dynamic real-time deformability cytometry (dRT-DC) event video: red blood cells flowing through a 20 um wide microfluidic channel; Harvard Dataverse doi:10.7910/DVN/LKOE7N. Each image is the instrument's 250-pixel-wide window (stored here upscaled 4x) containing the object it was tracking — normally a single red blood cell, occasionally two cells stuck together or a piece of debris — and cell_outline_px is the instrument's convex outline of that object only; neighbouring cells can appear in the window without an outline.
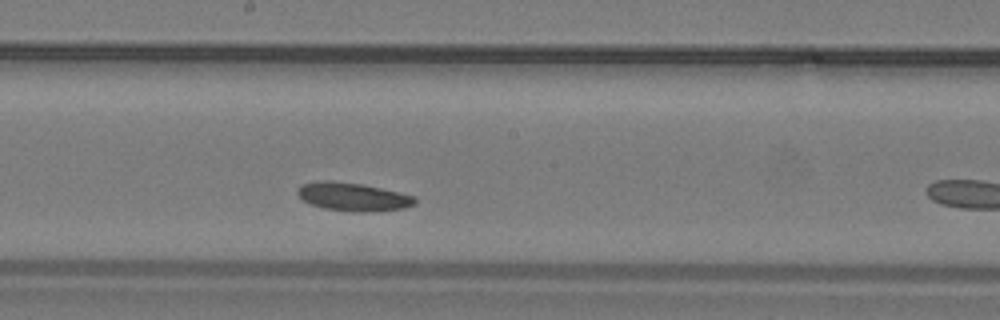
{"species": "common noctule bat (a hibernating species)", "species_latin": "Nyctalus noctula", "temperature_condition": "warm", "stored_images_in_passage": 17, "camera_frame_rate_fps": 3000, "um_per_image_px": 0.085, "animal": {"sex": "male", "body_mass_g": 19.2, "forearm_length_mm": 51.8}, "frame": {"image": 1, "passage_image": 16, "time_ms": 5.0, "image_size_px": [1000, 320], "cell_outline_px": [[416, 204], [404, 208], [360, 212], [352, 212], [324, 208], [312, 204], [304, 200], [296, 192], [296, 188], [304, 184], [316, 180], [332, 180], [364, 184], [416, 196]], "centroid_in_image_um": [30.0, 16.71], "position_along_channel_um": 218.2, "area_um2": 19.42}}